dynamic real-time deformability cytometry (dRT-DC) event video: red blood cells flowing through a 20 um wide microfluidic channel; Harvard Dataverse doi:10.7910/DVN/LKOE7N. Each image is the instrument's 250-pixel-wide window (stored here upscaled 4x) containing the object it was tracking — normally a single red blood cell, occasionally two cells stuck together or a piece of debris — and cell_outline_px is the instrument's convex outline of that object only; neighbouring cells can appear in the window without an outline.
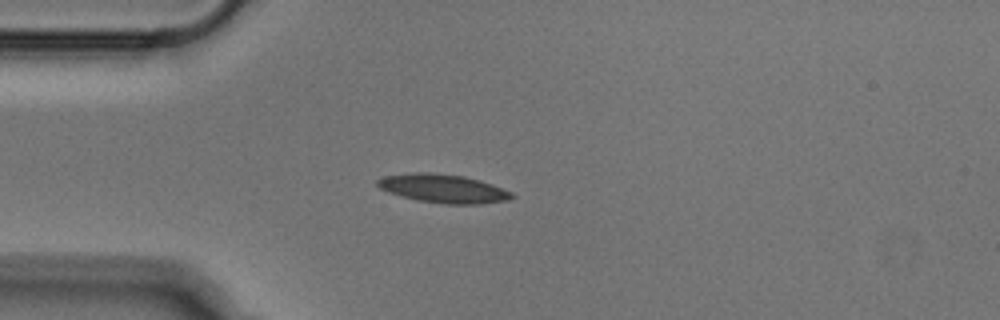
{"species": "Egyptian fruit bat (a non-hibernating species)", "species_latin": "Rousettus aegyptiacus", "temperature_condition": "cold", "stored_images_in_passage": 50, "camera_frame_rate_fps": 3000, "um_per_image_px": 0.085, "animal": {"sex": "male"}, "frame": {"image": 1, "passage_image": 12, "time_ms": 3.667, "image_size_px": [1000, 320], "cell_outline_px": [[516, 196], [508, 200], [480, 204], [444, 204], [416, 200], [380, 188], [376, 184], [376, 180], [384, 176], [416, 172], [428, 172], [464, 176], [480, 180], [492, 184], [512, 192]], "centroid_in_image_um": [37.71, 16.02], "position_along_channel_um": 47.3, "area_um2": 22.25}}
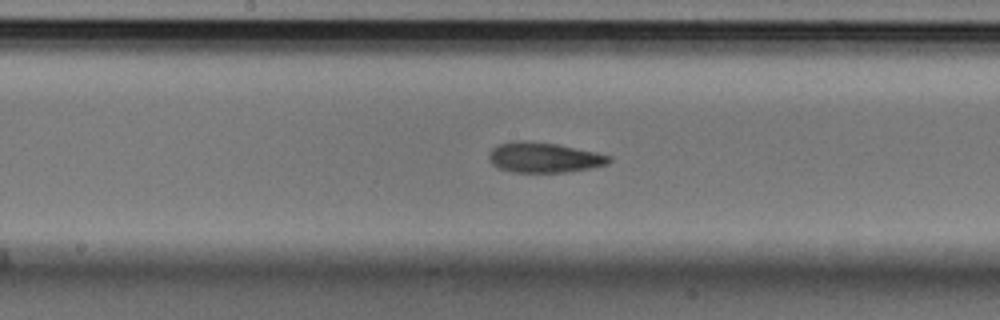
{"frame": {"image": 2, "passage_image": 25, "time_ms": 8.0, "image_size_px": [1000, 320], "cell_outline_px": [[612, 160], [608, 164], [592, 168], [568, 172], [512, 172], [500, 168], [492, 164], [488, 160], [488, 152], [496, 144], [516, 140], [524, 140], [556, 144], [596, 152], [612, 156]], "centroid_in_image_um": [46.22, 13.38], "position_along_channel_um": 202.0, "area_um2": 21.39}}
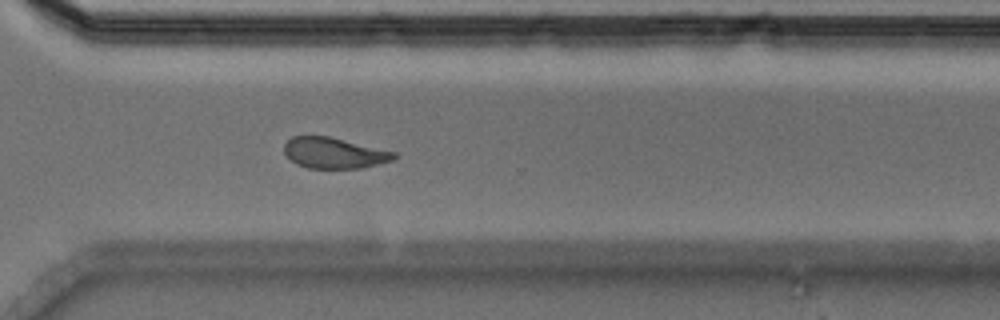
{"frame": {"image": 3, "passage_image": 36, "time_ms": 11.667, "image_size_px": [1000, 320], "cell_outline_px": [[396, 156], [392, 160], [360, 168], [308, 168], [296, 164], [284, 152], [284, 144], [292, 136], [328, 136], [396, 152]], "centroid_in_image_um": [28.37, 13.0], "position_along_channel_um": 342.2, "area_um2": 19.48}}